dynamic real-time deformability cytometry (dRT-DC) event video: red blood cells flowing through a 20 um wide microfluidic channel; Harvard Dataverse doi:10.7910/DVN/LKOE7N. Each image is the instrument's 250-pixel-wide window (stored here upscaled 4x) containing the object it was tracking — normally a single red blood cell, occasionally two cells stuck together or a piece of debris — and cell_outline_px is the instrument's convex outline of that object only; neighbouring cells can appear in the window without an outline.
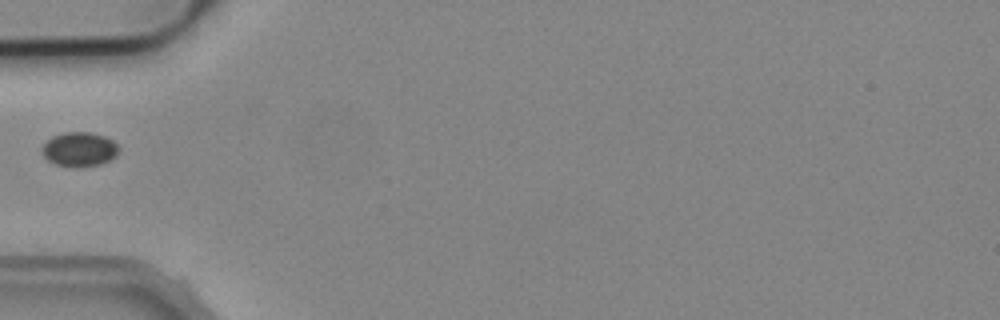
{"species": "common noctule bat (a hibernating species)", "species_latin": "Nyctalus noctula", "temperature_condition": "cold", "stored_images_in_passage": 1, "camera_frame_rate_fps": 3000, "um_per_image_px": 0.085, "animal": {"sex": "male", "body_mass_g": 19.2, "forearm_length_mm": 51.8}, "frame": {"image": 1, "passage_image": 1, "time_ms": 0.0, "image_size_px": [1000, 320], "cell_outline_px": [[120, 148], [116, 156], [100, 164], [76, 168], [72, 168], [56, 164], [48, 160], [44, 156], [40, 148], [52, 136], [64, 132], [92, 132], [104, 136], [112, 140]], "centroid_in_image_um": [6.74, 12.69], "position_along_channel_um": 78.3, "area_um2": 15.49}}